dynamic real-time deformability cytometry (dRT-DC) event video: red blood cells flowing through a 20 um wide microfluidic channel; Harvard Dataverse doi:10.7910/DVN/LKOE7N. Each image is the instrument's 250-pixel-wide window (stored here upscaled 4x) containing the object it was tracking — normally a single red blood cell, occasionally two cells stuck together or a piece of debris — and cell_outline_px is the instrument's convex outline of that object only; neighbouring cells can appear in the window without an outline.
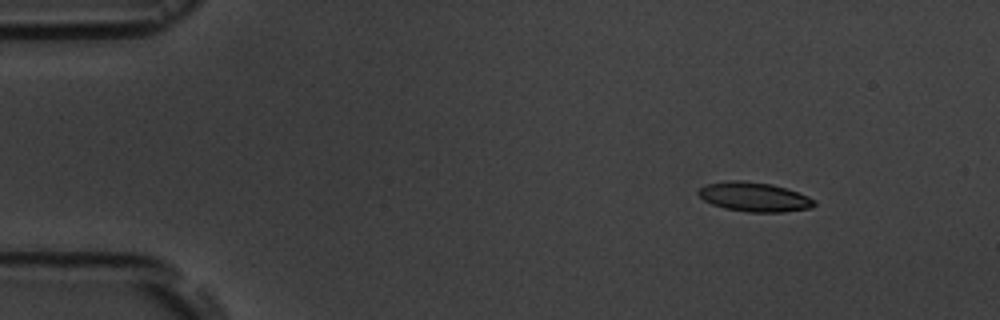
{"species": "common noctule bat (a hibernating species)", "species_latin": "Nyctalus noctula", "temperature_condition": "room temperature", "stored_images_in_passage": 9, "camera_frame_rate_fps": 3000, "um_per_image_px": 0.085, "animal": {"sex": "male", "body_mass_g": 19.5, "forearm_length_mm": 54.6}, "frame": {"image": 1, "passage_image": 2, "time_ms": 1.0, "image_size_px": [1000, 320], "cell_outline_px": [[816, 204], [812, 208], [784, 212], [748, 212], [724, 208], [712, 204], [704, 200], [696, 192], [704, 184], [728, 180], [740, 180], [772, 184], [808, 196], [816, 200]], "centroid_in_image_um": [64.1, 16.74], "position_along_channel_um": 20.9, "area_um2": 19.88}}
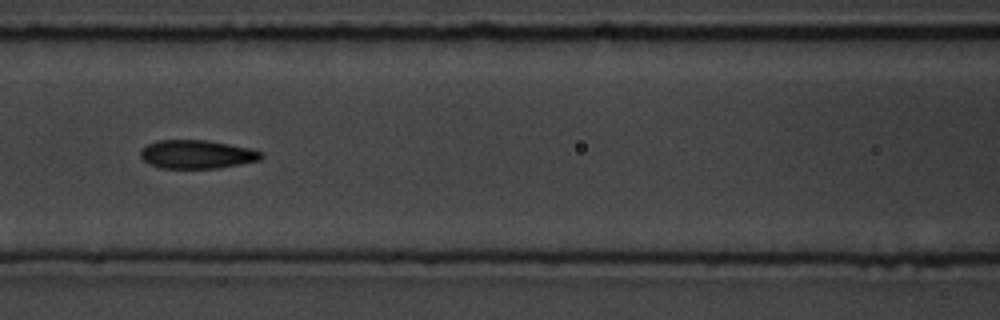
{"frame": {"image": 2, "passage_image": 7, "time_ms": 7.0, "image_size_px": [1000, 320], "cell_outline_px": [[264, 156], [260, 160], [240, 164], [216, 168], [160, 168], [148, 164], [140, 156], [140, 152], [148, 144], [156, 140], [204, 140], [228, 144], [248, 148], [264, 152]], "centroid_in_image_um": [16.73, 13.12], "position_along_channel_um": 149.9, "area_um2": 20.0}}
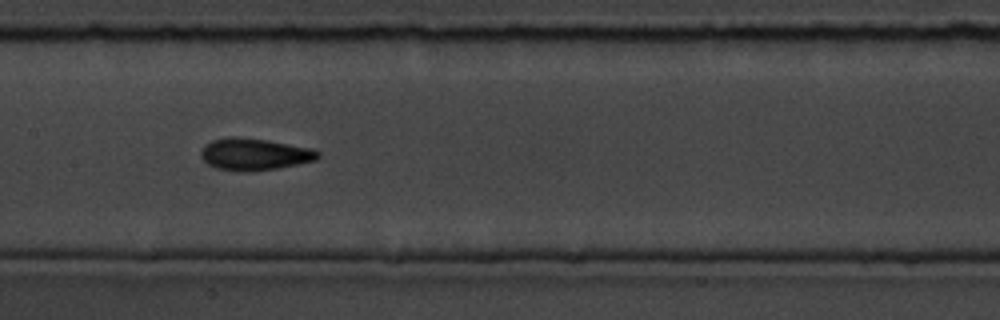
{"frame": {"image": 3, "passage_image": 8, "time_ms": 8.0, "image_size_px": [1000, 320], "cell_outline_px": [[320, 156], [316, 160], [276, 168], [252, 172], [244, 172], [216, 168], [208, 164], [200, 156], [200, 152], [204, 144], [212, 140], [228, 136], [236, 136], [268, 140], [312, 148], [320, 152]], "centroid_in_image_um": [21.6, 13.1], "position_along_channel_um": 185.8, "area_um2": 21.96}}